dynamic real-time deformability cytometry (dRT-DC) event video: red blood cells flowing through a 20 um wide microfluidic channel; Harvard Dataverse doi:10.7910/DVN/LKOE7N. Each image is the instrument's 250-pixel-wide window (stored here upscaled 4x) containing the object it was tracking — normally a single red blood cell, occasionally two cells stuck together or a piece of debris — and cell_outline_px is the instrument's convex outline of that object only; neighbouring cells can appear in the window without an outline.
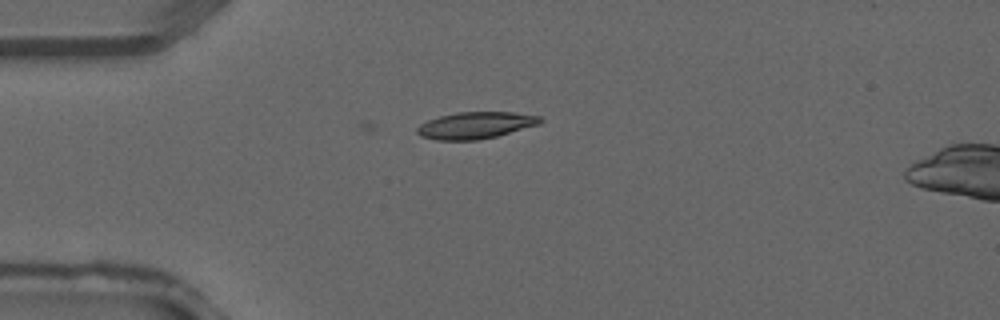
{"species": "common noctule bat (a hibernating species)", "species_latin": "Nyctalus noctula", "temperature_condition": "warm", "stored_images_in_passage": 4, "camera_frame_rate_fps": 3000, "um_per_image_px": 0.085, "animal": {"sex": "male", "forearm_length_mm": 52.5}, "frame": {"image": 1, "passage_image": 3, "time_ms": 0.667, "image_size_px": [1000, 320], "cell_outline_px": [[544, 120], [540, 124], [496, 136], [476, 140], [436, 140], [420, 136], [416, 132], [416, 128], [420, 124], [428, 120], [440, 116], [456, 112], [512, 112], [540, 116]], "centroid_in_image_um": [40.41, 10.65], "position_along_channel_um": 44.6, "area_um2": 19.19}}